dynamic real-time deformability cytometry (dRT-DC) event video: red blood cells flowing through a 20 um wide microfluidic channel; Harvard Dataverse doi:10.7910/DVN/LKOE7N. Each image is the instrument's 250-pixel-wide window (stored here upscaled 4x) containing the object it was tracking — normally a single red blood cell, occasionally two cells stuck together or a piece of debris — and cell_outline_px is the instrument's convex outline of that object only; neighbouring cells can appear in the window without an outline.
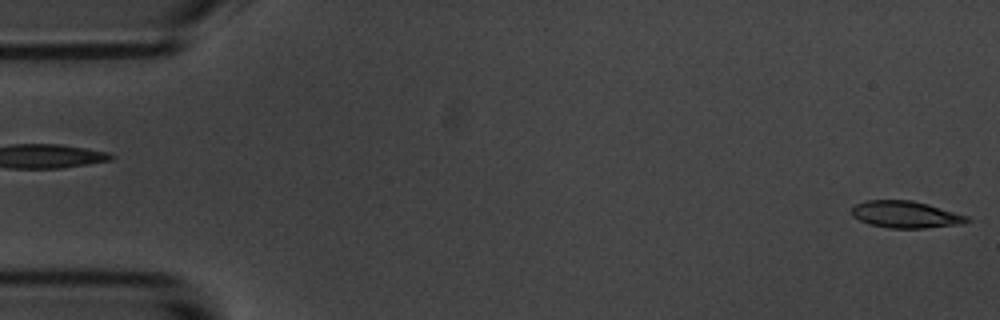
{"species": "common noctule bat (a hibernating species)", "species_latin": "Nyctalus noctula", "temperature_condition": "room temperature", "stored_images_in_passage": 57, "segment_of_instrument_passage": [1, 2], "camera_frame_rate_fps": 3000, "um_per_image_px": 0.085, "animal": {"sex": "male", "body_mass_g": 20.1, "forearm_length_mm": 53.5}, "frame": {"image": 1, "passage_image": 1, "time_ms": 0.0, "image_size_px": [1000, 320], "cell_outline_px": [[972, 220], [964, 224], [924, 228], [888, 228], [868, 224], [852, 216], [852, 208], [856, 204], [864, 200], [912, 200], [928, 204], [968, 216]], "centroid_in_image_um": [76.99, 18.23], "position_along_channel_um": 8.0, "area_um2": 18.21}}
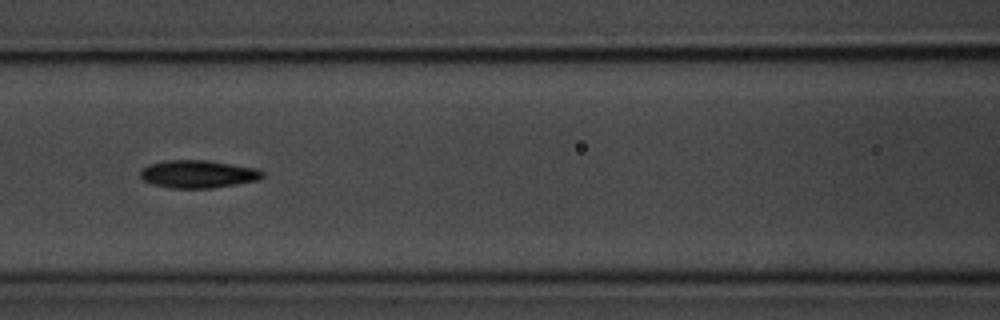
{"frame": {"image": 2, "passage_image": 24, "time_ms": 7.667, "image_size_px": [1000, 320], "cell_outline_px": [[264, 176], [260, 180], [212, 188], [172, 188], [152, 184], [144, 180], [140, 176], [140, 172], [148, 164], [164, 160], [208, 160], [260, 168], [264, 172]], "centroid_in_image_um": [16.89, 14.78], "position_along_channel_um": 149.7, "area_um2": 20.0}}
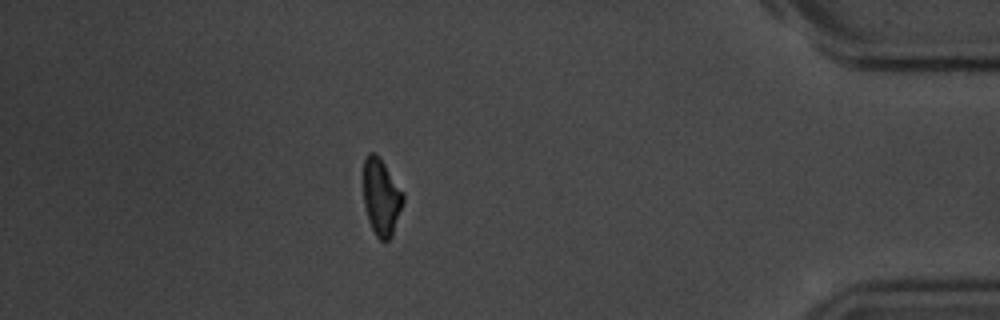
{"frame": {"image": 3, "passage_image": 49, "time_ms": 16.0, "image_size_px": [1000, 320], "cell_outline_px": [[404, 200], [392, 236], [384, 244], [376, 236], [368, 220], [364, 204], [364, 160], [368, 152], [376, 152], [404, 192]], "centroid_in_image_um": [32.42, 16.76], "position_along_channel_um": 402.8, "area_um2": 17.86}}